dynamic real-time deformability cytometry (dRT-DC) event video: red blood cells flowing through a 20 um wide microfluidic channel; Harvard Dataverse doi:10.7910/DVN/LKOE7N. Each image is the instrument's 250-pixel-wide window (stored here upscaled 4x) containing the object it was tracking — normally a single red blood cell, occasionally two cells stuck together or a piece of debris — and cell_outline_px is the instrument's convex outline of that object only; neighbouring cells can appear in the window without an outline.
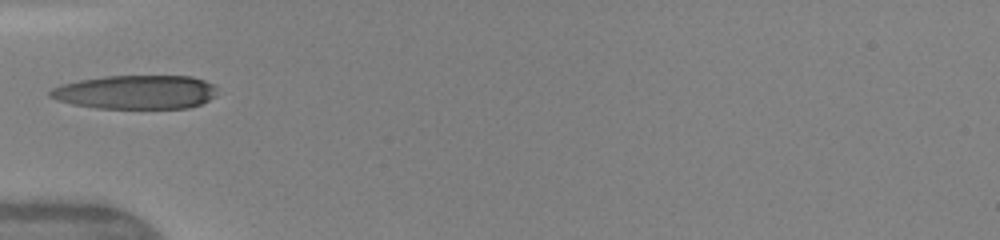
{"species": "human", "species_latin": "Homo sapiens", "temperature_condition": "warm", "stored_images_in_passage": 33, "camera_frame_rate_fps": 3000, "um_per_image_px": 0.085, "donor": {"sex": "female"}, "frame": {"image": 1, "passage_image": 1, "time_ms": 0.0, "image_size_px": [1000, 240], "cell_outline_px": [[216, 96], [200, 104], [188, 108], [96, 108], [72, 104], [56, 100], [48, 96], [48, 92], [52, 88], [60, 84], [80, 80], [104, 76], [192, 76], [204, 80], [212, 84], [216, 88]], "centroid_in_image_um": [11.51, 7.83], "position_along_channel_um": 73.5, "area_um2": 33.12}, "authors_computed_cell_mechanics": {"area_um2": 32.368, "velocity_mm_per_s": 4.1778, "shape_relaxation_time_tau1_ms": 7.03, "shape_relaxation_time_tau2_ms": 1.2517, "deformation_change_tau1": 0.2384, "deformation_change_tau2": 0.0846}}